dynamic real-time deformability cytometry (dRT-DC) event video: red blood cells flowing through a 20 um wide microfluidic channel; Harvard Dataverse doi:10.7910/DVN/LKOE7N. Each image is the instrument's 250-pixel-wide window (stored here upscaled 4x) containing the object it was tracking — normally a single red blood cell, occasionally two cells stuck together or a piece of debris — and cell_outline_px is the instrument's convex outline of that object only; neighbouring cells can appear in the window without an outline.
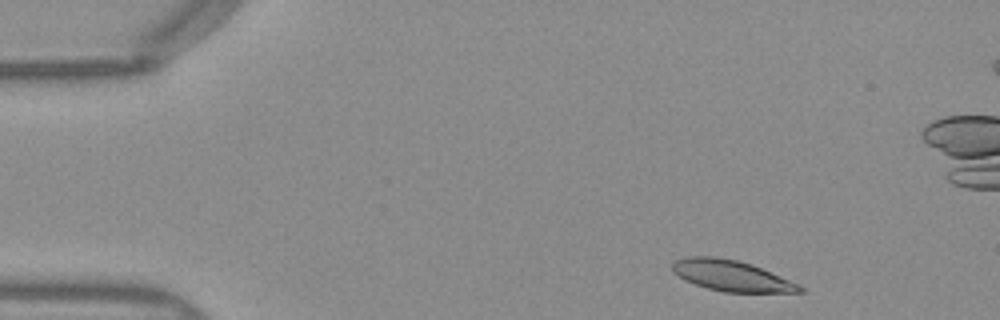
{"species": "Egyptian fruit bat (a non-hibernating species)", "species_latin": "Rousettus aegyptiacus", "temperature_condition": "warm", "stored_images_in_passage": 48, "camera_frame_rate_fps": 3000, "um_per_image_px": 0.085, "frame": {"image": 1, "passage_image": 3, "time_ms": 0.667, "image_size_px": [1000, 320], "cell_outline_px": [[804, 292], [724, 292], [708, 288], [684, 280], [672, 272], [672, 264], [676, 260], [684, 256], [716, 256], [736, 260], [752, 264], [800, 284], [804, 288]], "centroid_in_image_um": [62.16, 23.42], "position_along_channel_um": 22.8, "area_um2": 22.95}}
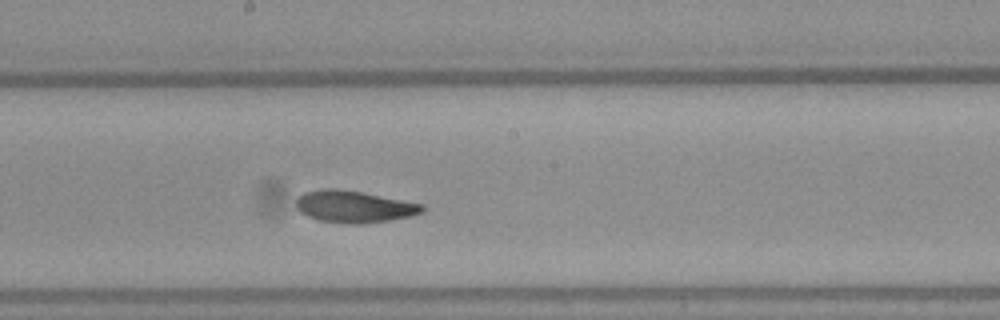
{"frame": {"image": 2, "passage_image": 24, "time_ms": 7.667, "image_size_px": [1000, 320], "cell_outline_px": [[424, 212], [412, 216], [388, 220], [360, 224], [352, 224], [320, 220], [308, 216], [300, 212], [296, 208], [296, 200], [304, 192], [324, 188], [336, 188], [360, 192], [424, 204]], "centroid_in_image_um": [30.1, 17.56], "position_along_channel_um": 218.1, "area_um2": 23.29}}
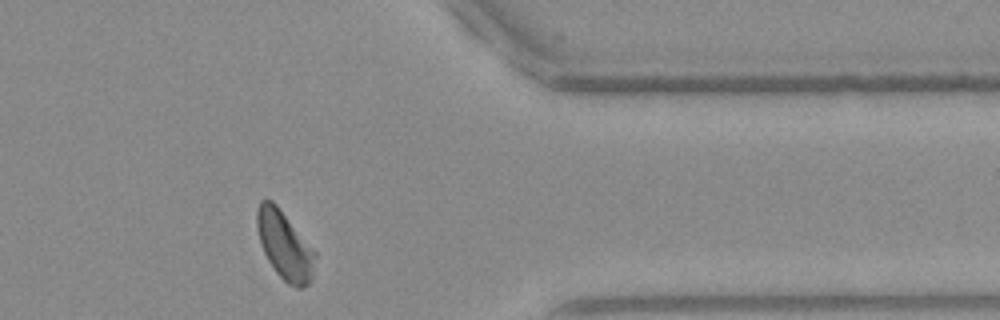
{"frame": {"image": 3, "passage_image": 38, "time_ms": 12.333, "image_size_px": [1000, 320], "cell_outline_px": [[316, 256], [312, 280], [304, 288], [296, 288], [288, 284], [276, 272], [268, 260], [264, 252], [260, 240], [256, 224], [256, 208], [260, 200], [272, 200], [276, 204], [316, 252]], "centroid_in_image_um": [24.2, 20.87], "position_along_channel_um": 387.2, "area_um2": 23.06}, "authors_computed_cell_mechanics": {"area_um2": 23.2356, "velocity_mm_per_s": 3.9729, "shape_relaxation_time_tau1_ms": 3.8165, "shape_relaxation_time_tau2_ms": 3.0063, "deformation_change_tau1": 0.1367, "deformation_change_tau2": 0.0851}}